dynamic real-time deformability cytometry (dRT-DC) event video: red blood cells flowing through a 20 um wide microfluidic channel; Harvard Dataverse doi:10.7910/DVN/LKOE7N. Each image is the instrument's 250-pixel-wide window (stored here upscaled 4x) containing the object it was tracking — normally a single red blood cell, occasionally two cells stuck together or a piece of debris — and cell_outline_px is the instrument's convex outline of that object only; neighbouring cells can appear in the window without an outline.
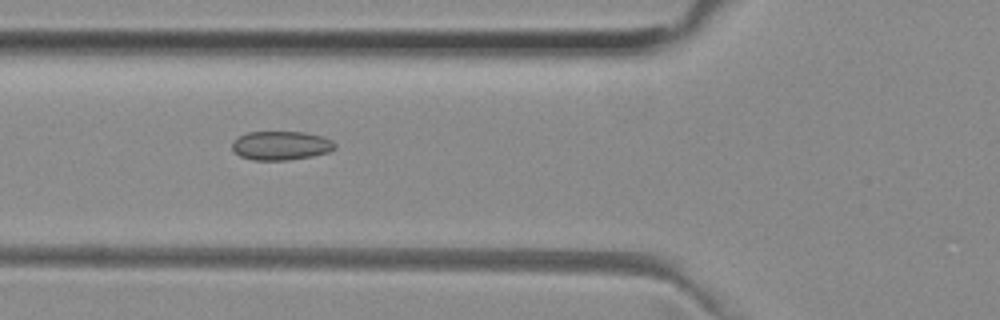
{"species": "common noctule bat (a hibernating species)", "species_latin": "Nyctalus noctula", "temperature_condition": "room temperature", "stored_images_in_passage": 36, "camera_frame_rate_fps": 3000, "um_per_image_px": 0.085, "animal": {"sex": "female", "body_mass_g": 29.2, "forearm_length_mm": 56.3}, "frame": {"image": 1, "passage_image": 3, "time_ms": 0.667, "image_size_px": [1000, 320], "cell_outline_px": [[336, 148], [328, 152], [312, 156], [288, 160], [252, 160], [240, 156], [232, 152], [232, 140], [248, 132], [304, 132], [324, 136], [332, 140], [336, 144]], "centroid_in_image_um": [23.87, 12.37], "position_along_channel_um": 101.9, "area_um2": 17.51}}
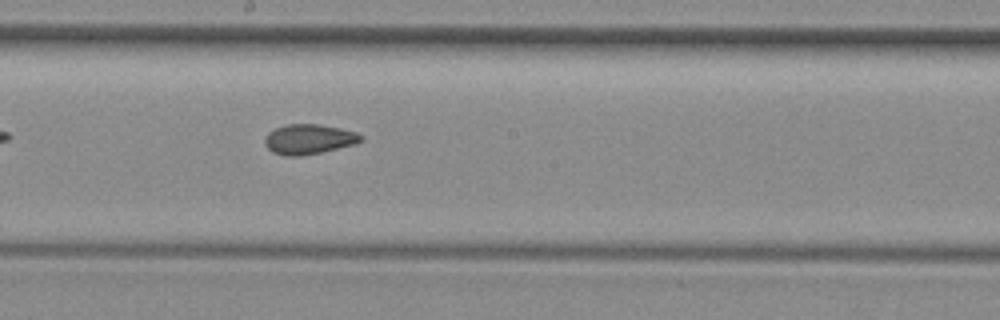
{"frame": {"image": 2, "passage_image": 12, "time_ms": 3.667, "image_size_px": [1000, 320], "cell_outline_px": [[364, 140], [356, 144], [320, 152], [300, 156], [284, 156], [272, 152], [264, 144], [264, 140], [268, 132], [276, 128], [288, 124], [320, 124], [340, 128], [356, 132], [364, 136]], "centroid_in_image_um": [26.26, 11.83], "position_along_channel_um": 221.9, "area_um2": 16.88}}
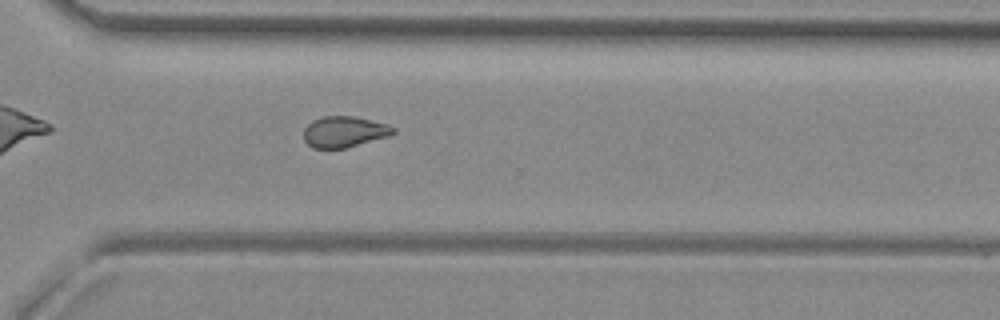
{"frame": {"image": 3, "passage_image": 21, "time_ms": 6.667, "image_size_px": [1000, 320], "cell_outline_px": [[396, 132], [388, 136], [344, 148], [312, 148], [304, 140], [304, 128], [312, 120], [324, 116], [356, 116], [388, 124], [396, 128]], "centroid_in_image_um": [29.26, 11.19], "position_along_channel_um": 341.3, "area_um2": 16.18}}